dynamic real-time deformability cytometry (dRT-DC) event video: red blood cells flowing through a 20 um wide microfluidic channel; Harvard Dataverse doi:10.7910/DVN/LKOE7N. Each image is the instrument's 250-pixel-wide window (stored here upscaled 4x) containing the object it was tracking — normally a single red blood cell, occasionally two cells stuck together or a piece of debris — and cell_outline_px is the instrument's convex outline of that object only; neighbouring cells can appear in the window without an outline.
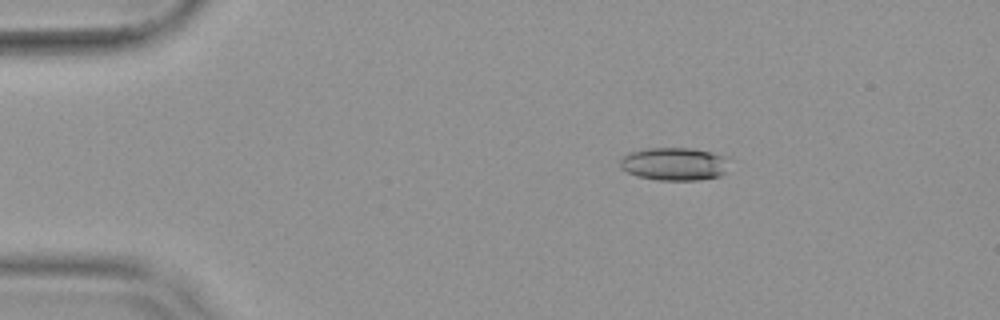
{"species": "common noctule bat (a hibernating species)", "species_latin": "Nyctalus noctula", "temperature_condition": "warm", "stored_images_in_passage": 54, "camera_frame_rate_fps": 3000, "um_per_image_px": 0.085, "animal": {"sex": "female", "body_mass_g": 19.9}, "frame": {"image": 1, "passage_image": 10, "time_ms": 3.0, "image_size_px": [1000, 320], "cell_outline_px": [[728, 156], [724, 172], [720, 176], [696, 180], [656, 180], [636, 176], [620, 168], [620, 160], [628, 152], [644, 148], [692, 148], [712, 152]], "centroid_in_image_um": [57.28, 13.92], "position_along_channel_um": 27.7, "area_um2": 21.1}}
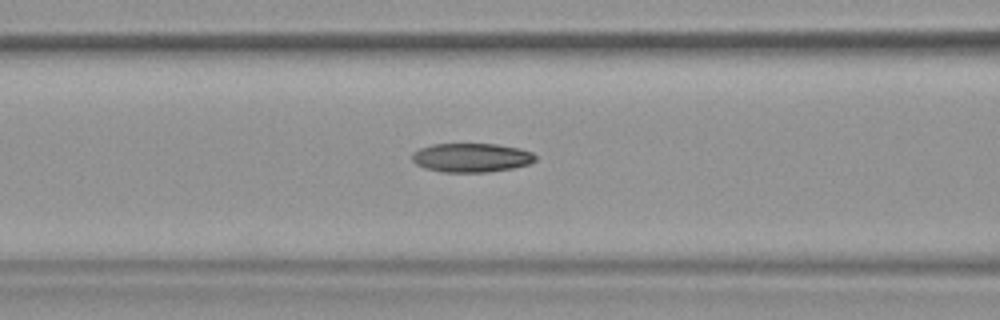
{"frame": {"image": 2, "passage_image": 23, "time_ms": 7.333, "image_size_px": [1000, 320], "cell_outline_px": [[536, 160], [528, 164], [512, 168], [488, 172], [440, 172], [424, 168], [416, 164], [412, 160], [412, 152], [420, 148], [432, 144], [496, 144], [520, 148], [532, 152], [536, 156]], "centroid_in_image_um": [40.05, 13.4], "position_along_channel_um": 126.5, "area_um2": 20.92}}
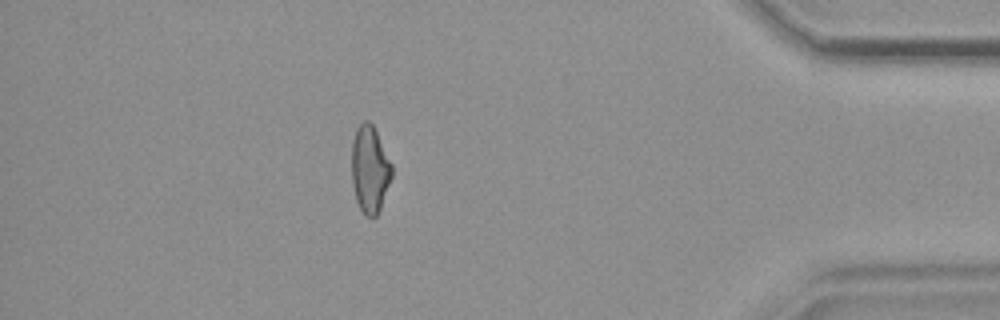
{"frame": {"image": 3, "passage_image": 48, "time_ms": 15.667, "image_size_px": [1000, 320], "cell_outline_px": [[392, 176], [380, 208], [376, 216], [368, 216], [360, 208], [356, 200], [352, 184], [352, 140], [356, 128], [364, 120], [368, 120], [372, 124], [392, 164]], "centroid_in_image_um": [31.42, 14.36], "position_along_channel_um": 403.8, "area_um2": 20.11}, "authors_computed_cell_mechanics": {"area_um2": 20.8947, "velocity_mm_per_s": 3.8132, "shape_relaxation_time_tau1_ms": null, "shape_relaxation_time_tau2_ms": 3.771, "deformation_change_tau1": null, "deformation_change_tau2": 0.1035}}